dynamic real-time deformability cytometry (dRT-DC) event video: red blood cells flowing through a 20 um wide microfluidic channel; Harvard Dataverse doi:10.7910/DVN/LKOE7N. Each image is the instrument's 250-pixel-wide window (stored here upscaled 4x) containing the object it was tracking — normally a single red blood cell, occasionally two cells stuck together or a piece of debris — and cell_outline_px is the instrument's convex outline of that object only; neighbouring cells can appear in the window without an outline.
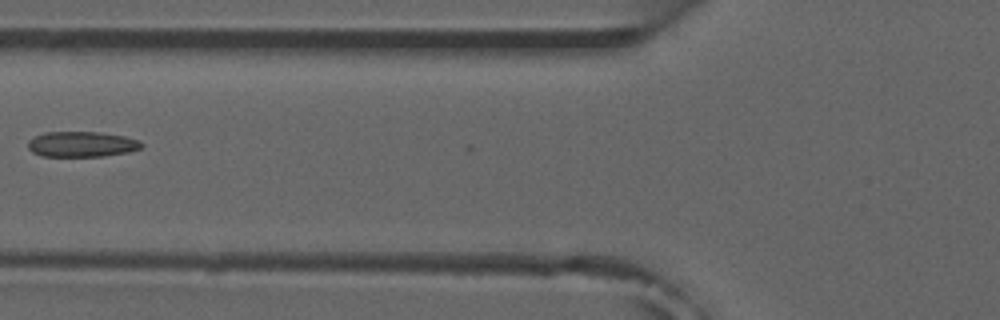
{"species": "common noctule bat (a hibernating species)", "species_latin": "Nyctalus noctula", "temperature_condition": "room temperature", "stored_images_in_passage": 6, "camera_frame_rate_fps": 3000, "um_per_image_px": 0.085, "animal": {"sex": "male", "forearm_length_mm": 52.5}, "frame": {"image": 1, "passage_image": 6, "time_ms": 6.667, "image_size_px": [1000, 320], "cell_outline_px": [[144, 144], [140, 148], [128, 152], [104, 156], [40, 156], [32, 152], [28, 148], [28, 140], [44, 132], [100, 132], [124, 136], [140, 140]], "centroid_in_image_um": [6.95, 12.26], "position_along_channel_um": 118.9, "area_um2": 16.88}}